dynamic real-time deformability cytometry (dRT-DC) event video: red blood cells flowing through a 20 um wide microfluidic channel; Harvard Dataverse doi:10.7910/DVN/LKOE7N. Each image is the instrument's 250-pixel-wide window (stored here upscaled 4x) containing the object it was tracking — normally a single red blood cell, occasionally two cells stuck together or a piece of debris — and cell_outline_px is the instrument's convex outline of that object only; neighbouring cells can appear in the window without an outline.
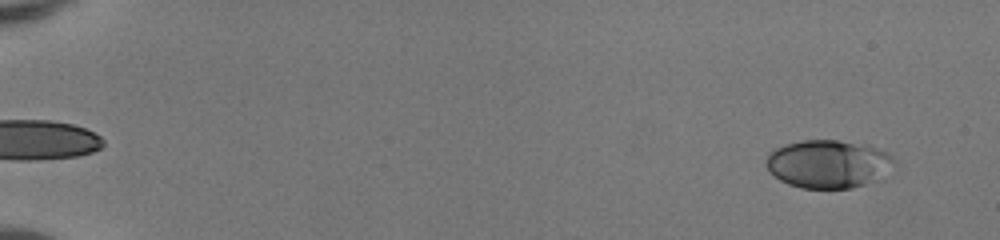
{"species": "human", "species_latin": "Homo sapiens", "temperature_condition": "room temperature", "stored_images_in_passage": 50, "camera_frame_rate_fps": 3000, "um_per_image_px": 0.085, "donor": {"sex": "female"}, "frame": {"image": 1, "passage_image": 3, "time_ms": 0.667, "image_size_px": [1000, 240], "cell_outline_px": [[896, 172], [892, 176], [880, 180], [852, 188], [800, 188], [788, 184], [780, 180], [768, 172], [768, 156], [776, 148], [800, 140], [836, 140], [876, 148], [888, 152], [896, 160]], "centroid_in_image_um": [70.54, 13.97], "position_along_channel_um": 14.5, "area_um2": 36.41}}
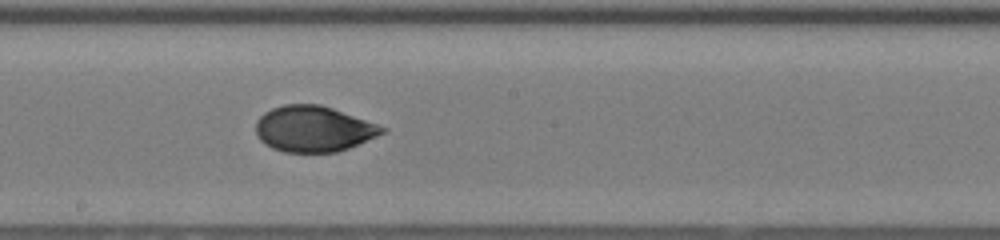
{"frame": {"image": 2, "passage_image": 30, "time_ms": 9.667, "image_size_px": [1000, 240], "cell_outline_px": [[388, 132], [348, 148], [336, 152], [284, 152], [272, 148], [264, 144], [256, 136], [256, 120], [264, 112], [272, 108], [284, 104], [320, 104], [332, 108], [388, 128]], "centroid_in_image_um": [26.64, 10.96], "position_along_channel_um": 221.6, "area_um2": 33.87}}
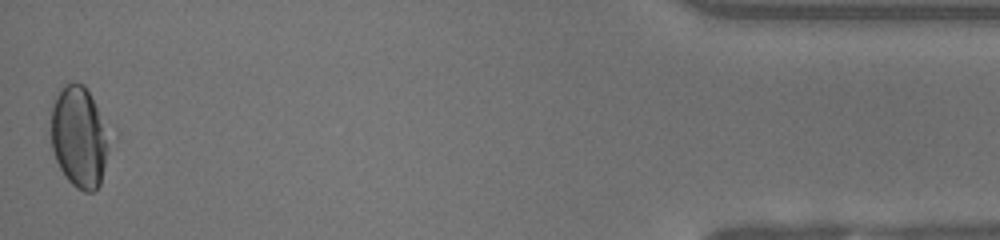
{"frame": {"image": 3, "passage_image": 50, "time_ms": 16.333, "image_size_px": [1000, 240], "cell_outline_px": [[108, 148], [100, 184], [92, 192], [84, 192], [76, 188], [68, 180], [60, 168], [56, 160], [52, 148], [52, 104], [60, 88], [64, 84], [72, 80], [84, 84], [108, 132]], "centroid_in_image_um": [6.7, 11.63], "position_along_channel_um": 428.5, "area_um2": 33.81}, "authors_computed_cell_mechanics": {"area_um2": 33.8708, "velocity_mm_per_s": 4.1857, "shape_relaxation_time_tau1_ms": 6.0176, "shape_relaxation_time_tau2_ms": 0.6365, "deformation_change_tau1": 0.1855, "deformation_change_tau2": 0.0368}}